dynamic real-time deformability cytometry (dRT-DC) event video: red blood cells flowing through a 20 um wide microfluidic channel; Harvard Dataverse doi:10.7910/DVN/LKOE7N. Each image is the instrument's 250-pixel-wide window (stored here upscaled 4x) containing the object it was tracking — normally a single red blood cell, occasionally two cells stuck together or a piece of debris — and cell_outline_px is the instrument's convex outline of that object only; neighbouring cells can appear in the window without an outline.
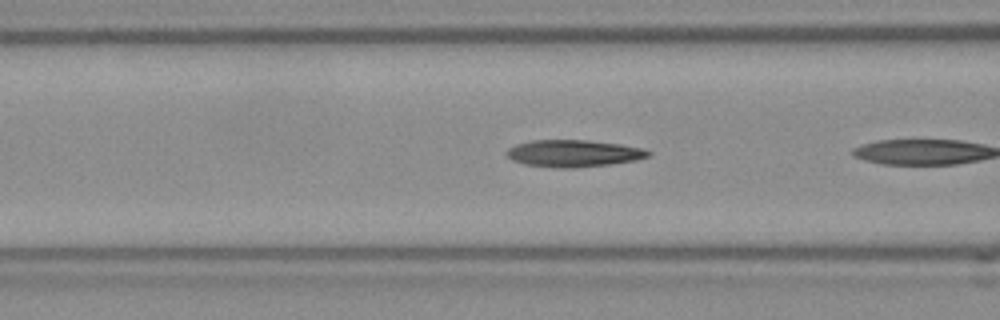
{"species": "Egyptian fruit bat (a non-hibernating species)", "species_latin": "Rousettus aegyptiacus", "temperature_condition": "room temperature", "stored_images_in_passage": 4, "camera_frame_rate_fps": 3000, "um_per_image_px": 0.085, "frame": {"image": 1, "passage_image": 3, "time_ms": 0.667, "image_size_px": [1000, 320], "cell_outline_px": [[652, 156], [636, 160], [608, 164], [576, 168], [556, 168], [524, 164], [512, 160], [504, 152], [508, 148], [516, 144], [532, 140], [584, 140], [620, 144], [644, 148], [652, 152]], "centroid_in_image_um": [48.76, 13.04], "position_along_channel_um": 117.8, "area_um2": 22.43}}